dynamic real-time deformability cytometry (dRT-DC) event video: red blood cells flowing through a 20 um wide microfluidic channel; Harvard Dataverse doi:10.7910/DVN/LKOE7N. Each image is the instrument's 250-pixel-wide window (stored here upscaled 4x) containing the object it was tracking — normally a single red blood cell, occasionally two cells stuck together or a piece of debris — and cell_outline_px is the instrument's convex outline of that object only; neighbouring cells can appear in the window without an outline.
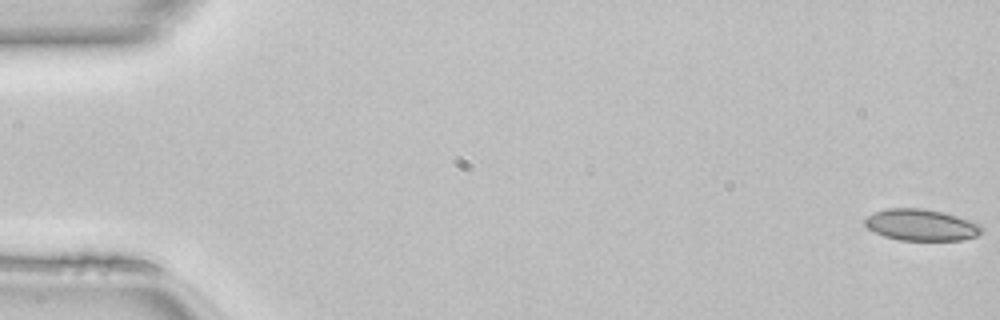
{"species": "common noctule bat (a hibernating species)", "species_latin": "Nyctalus noctula", "temperature_condition": "room temperature", "stored_images_in_passage": 50, "camera_frame_rate_fps": 3000, "um_per_image_px": 0.085, "animal": {"sex": "female", "body_mass_g": 22.7, "forearm_length_mm": 54.2}, "frame": {"image": 1, "passage_image": 1, "time_ms": 0.0, "image_size_px": [1000, 320], "cell_outline_px": [[984, 232], [976, 236], [960, 240], [900, 240], [884, 236], [868, 228], [864, 224], [864, 220], [868, 216], [876, 212], [888, 208], [924, 208], [944, 212], [972, 220], [980, 224], [984, 228]], "centroid_in_image_um": [78.36, 19.11], "position_along_channel_um": 6.6, "area_um2": 21.56}}
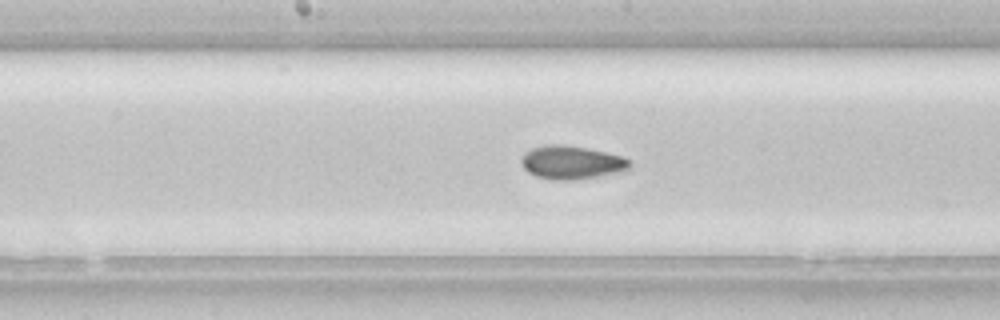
{"frame": {"image": 2, "passage_image": 26, "time_ms": 8.333, "image_size_px": [1000, 320], "cell_outline_px": [[632, 168], [624, 172], [576, 180], [552, 180], [536, 176], [528, 172], [520, 164], [520, 156], [524, 152], [532, 148], [544, 144], [564, 144], [588, 148], [620, 156], [628, 160], [632, 164]], "centroid_in_image_um": [48.56, 13.81], "position_along_channel_um": 199.6, "area_um2": 21.56}}
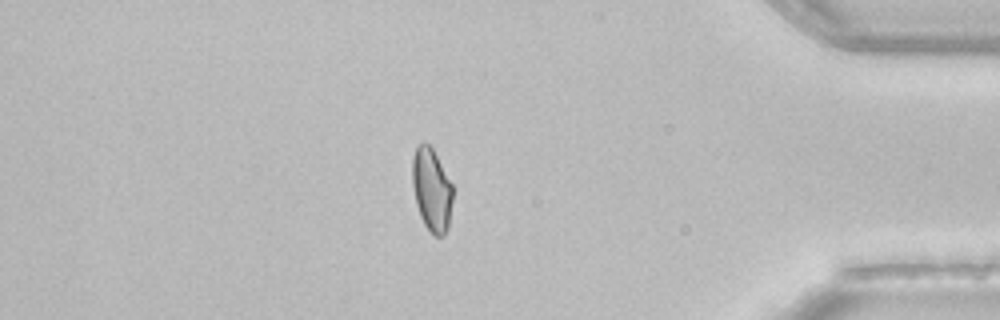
{"frame": {"image": 3, "passage_image": 43, "time_ms": 14.0, "image_size_px": [1000, 320], "cell_outline_px": [[452, 200], [448, 228], [444, 236], [436, 236], [424, 224], [420, 216], [416, 204], [412, 184], [412, 156], [416, 144], [424, 140], [432, 148], [452, 184]], "centroid_in_image_um": [36.67, 16.09], "position_along_channel_um": 398.5, "area_um2": 19.65}, "authors_computed_cell_mechanics": {"area_um2": 20.7791, "velocity_mm_per_s": 4.1554, "shape_relaxation_time_tau1_ms": null, "shape_relaxation_time_tau2_ms": 2.2381, "deformation_change_tau1": null, "deformation_change_tau2": 0.07}}